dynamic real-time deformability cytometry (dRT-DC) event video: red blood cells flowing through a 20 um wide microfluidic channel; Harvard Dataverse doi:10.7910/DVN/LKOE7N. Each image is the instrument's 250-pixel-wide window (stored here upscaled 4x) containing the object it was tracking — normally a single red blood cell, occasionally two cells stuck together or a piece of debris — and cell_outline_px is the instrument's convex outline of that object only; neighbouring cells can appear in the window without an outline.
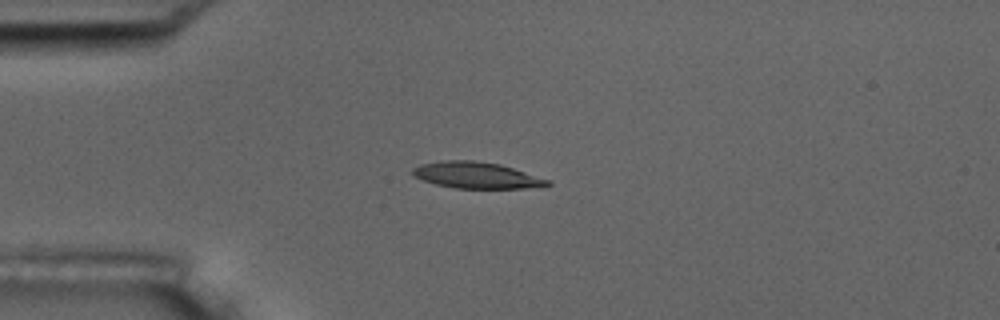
{"species": "common noctule bat (a hibernating species)", "species_latin": "Nyctalus noctula", "temperature_condition": "room temperature", "stored_images_in_passage": 4, "camera_frame_rate_fps": 3000, "um_per_image_px": 0.085, "animal": {"sex": "male", "body_mass_g": 17.5, "forearm_length_mm": 52.3}, "frame": {"image": 1, "passage_image": 3, "time_ms": 2.667, "image_size_px": [1000, 320], "cell_outline_px": [[552, 184], [524, 188], [456, 188], [436, 184], [412, 176], [412, 168], [420, 164], [444, 160], [472, 160], [500, 164], [548, 180]], "centroid_in_image_um": [40.42, 14.88], "position_along_channel_um": 44.6, "area_um2": 20.35}}